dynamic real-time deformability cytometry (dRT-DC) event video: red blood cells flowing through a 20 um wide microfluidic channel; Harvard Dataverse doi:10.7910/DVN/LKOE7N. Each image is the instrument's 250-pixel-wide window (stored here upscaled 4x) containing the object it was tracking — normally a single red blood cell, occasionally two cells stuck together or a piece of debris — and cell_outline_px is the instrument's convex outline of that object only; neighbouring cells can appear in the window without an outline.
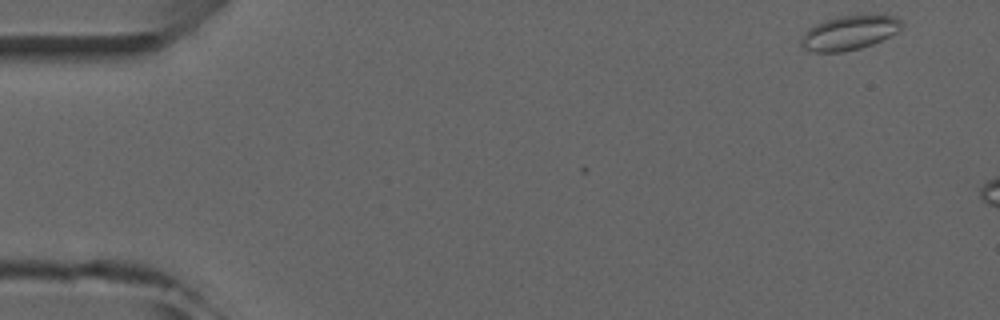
{"species": "common noctule bat (a hibernating species)", "species_latin": "Nyctalus noctula", "temperature_condition": "room temperature", "stored_images_in_passage": 3, "camera_frame_rate_fps": 3000, "um_per_image_px": 0.085, "animal": {"sex": "male", "forearm_length_mm": 52.5}, "frame": {"image": 1, "passage_image": 1, "time_ms": 0.0, "image_size_px": [1000, 320], "cell_outline_px": [[904, 24], [896, 32], [872, 44], [860, 48], [840, 52], [812, 52], [804, 48], [800, 44], [800, 36], [808, 28], [824, 20], [840, 16], [896, 16]], "centroid_in_image_um": [72.12, 2.8], "position_along_channel_um": 12.9, "area_um2": 19.83}}